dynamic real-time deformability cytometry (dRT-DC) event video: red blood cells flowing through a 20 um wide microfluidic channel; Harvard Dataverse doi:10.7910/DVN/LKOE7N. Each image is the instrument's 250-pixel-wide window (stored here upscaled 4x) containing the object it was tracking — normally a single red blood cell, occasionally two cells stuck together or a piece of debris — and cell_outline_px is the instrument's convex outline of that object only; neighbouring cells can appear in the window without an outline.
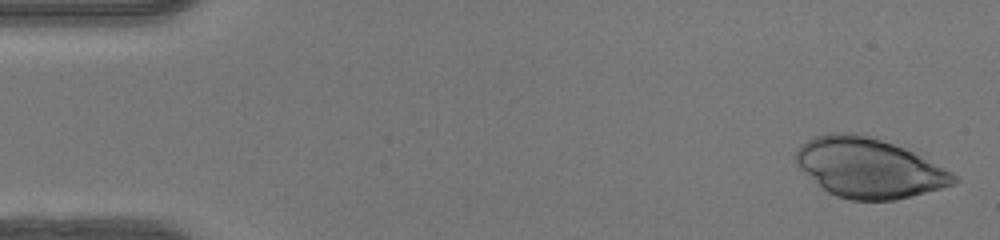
{"species": "human", "species_latin": "Homo sapiens", "temperature_condition": "warm", "stored_images_in_passage": 49, "camera_frame_rate_fps": 3000, "um_per_image_px": 0.085, "donor": {"sex": "female"}, "frame": {"image": 1, "passage_image": 2, "time_ms": 0.333, "image_size_px": [1000, 240], "cell_outline_px": [[960, 180], [952, 184], [940, 188], [896, 200], [852, 200], [836, 196], [828, 192], [800, 168], [796, 164], [796, 152], [808, 140], [816, 136], [832, 132], [852, 132], [880, 140], [904, 148], [952, 172]], "centroid_in_image_um": [73.85, 14.28], "position_along_channel_um": 11.2, "area_um2": 53.87}}
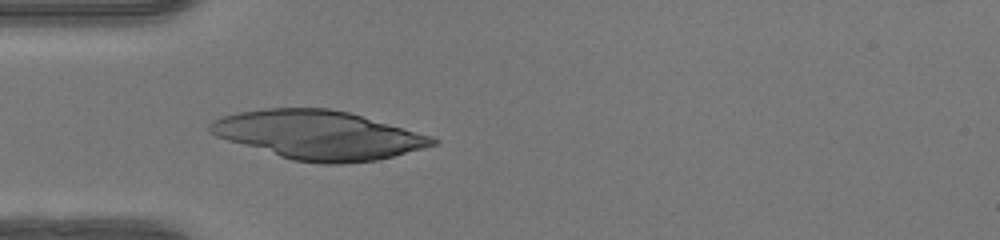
{"frame": {"image": 2, "passage_image": 15, "time_ms": 4.667, "image_size_px": [1000, 240], "cell_outline_px": [[440, 144], [376, 160], [340, 164], [324, 164], [292, 160], [228, 140], [216, 136], [208, 132], [208, 124], [224, 116], [240, 112], [264, 108], [328, 108], [348, 112], [432, 136], [440, 140]], "centroid_in_image_um": [27.09, 11.48], "position_along_channel_um": 57.9, "area_um2": 62.71}}